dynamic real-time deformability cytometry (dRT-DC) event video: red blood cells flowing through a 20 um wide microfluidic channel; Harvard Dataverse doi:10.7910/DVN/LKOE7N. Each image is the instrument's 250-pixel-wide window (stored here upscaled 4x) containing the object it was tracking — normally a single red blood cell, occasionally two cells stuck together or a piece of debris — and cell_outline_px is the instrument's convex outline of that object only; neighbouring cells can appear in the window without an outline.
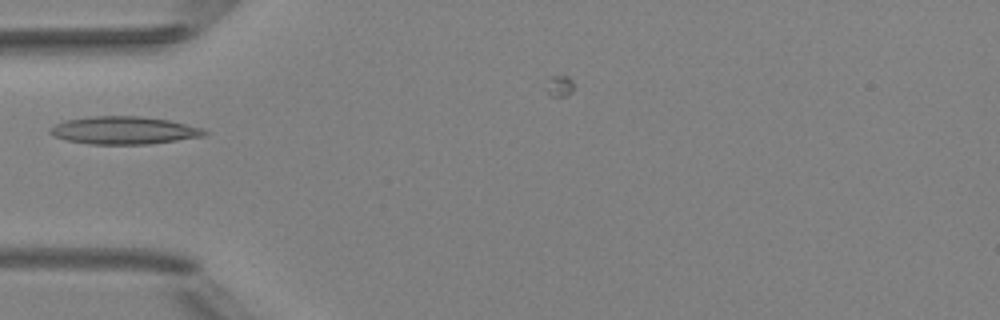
{"species": "Egyptian fruit bat (a non-hibernating species)", "species_latin": "Rousettus aegyptiacus", "temperature_condition": "room temperature", "stored_images_in_passage": 6, "camera_frame_rate_fps": 3000, "um_per_image_px": 0.085, "animal": {"sex": "female"}, "frame": {"image": 1, "passage_image": 4, "time_ms": 3.667, "image_size_px": [1000, 320], "cell_outline_px": [[208, 132], [204, 136], [148, 144], [88, 144], [64, 140], [52, 136], [48, 132], [56, 124], [68, 120], [92, 116], [140, 116], [168, 120], [204, 128]], "centroid_in_image_um": [10.53, 11.08], "position_along_channel_um": 74.5, "area_um2": 24.85}}
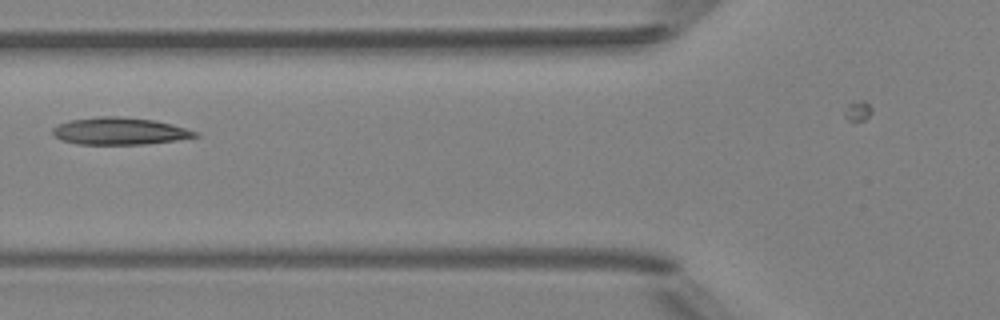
{"frame": {"image": 2, "passage_image": 5, "time_ms": 4.667, "image_size_px": [1000, 320], "cell_outline_px": [[200, 136], [176, 140], [144, 144], [76, 144], [60, 140], [52, 132], [52, 128], [56, 124], [68, 120], [96, 116], [120, 116], [156, 120], [172, 124], [196, 132]], "centroid_in_image_um": [10.11, 11.13], "position_along_channel_um": 115.7, "area_um2": 22.72}}